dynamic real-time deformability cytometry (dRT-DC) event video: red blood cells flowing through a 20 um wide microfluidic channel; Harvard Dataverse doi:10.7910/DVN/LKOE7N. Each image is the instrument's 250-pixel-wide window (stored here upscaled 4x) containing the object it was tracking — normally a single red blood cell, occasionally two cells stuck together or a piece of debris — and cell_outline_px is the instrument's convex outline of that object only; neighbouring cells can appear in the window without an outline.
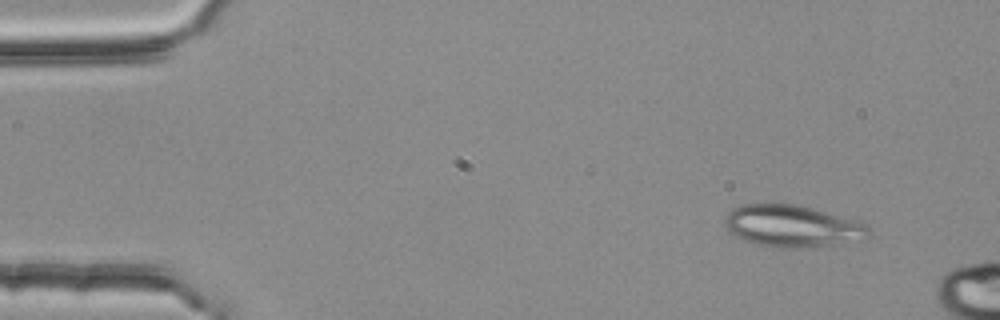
{"species": "common noctule bat (a hibernating species)", "species_latin": "Nyctalus noctula", "temperature_condition": "room temperature", "stored_images_in_passage": 3, "camera_frame_rate_fps": 3000, "um_per_image_px": 0.085, "animal": {"sex": "female", "body_mass_g": 25.1}, "frame": {"image": 1, "passage_image": 1, "time_ms": 0.0, "image_size_px": [1000, 320], "cell_outline_px": [[868, 236], [864, 240], [832, 244], [788, 248], [780, 248], [760, 244], [736, 236], [724, 224], [724, 216], [732, 208], [740, 204], [796, 204], [864, 224], [868, 228]], "centroid_in_image_um": [67.27, 19.21], "position_along_channel_um": 17.7, "area_um2": 34.1}}